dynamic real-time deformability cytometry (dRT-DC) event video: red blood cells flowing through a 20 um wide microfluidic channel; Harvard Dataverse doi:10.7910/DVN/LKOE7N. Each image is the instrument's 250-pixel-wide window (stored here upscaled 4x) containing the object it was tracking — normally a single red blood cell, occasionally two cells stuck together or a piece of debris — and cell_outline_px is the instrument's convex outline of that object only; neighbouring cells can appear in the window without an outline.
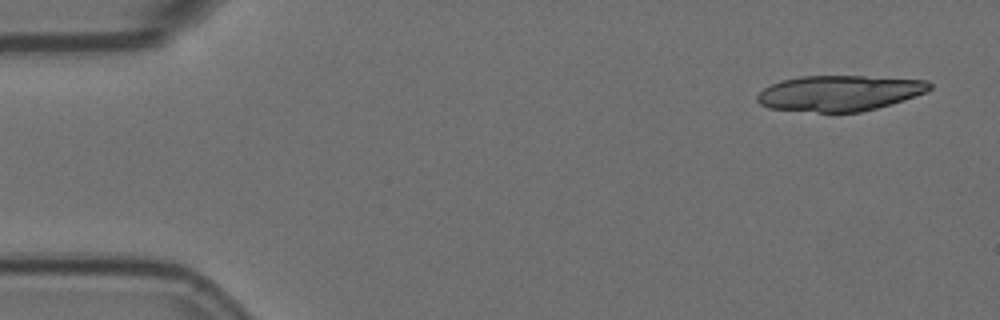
{"species": "Egyptian fruit bat (a non-hibernating species)", "species_latin": "Rousettus aegyptiacus", "temperature_condition": "room temperature", "stored_images_in_passage": 9, "camera_frame_rate_fps": 3000, "um_per_image_px": 0.085, "animal": {"sex": "female"}, "frame": {"image": 1, "passage_image": 1, "time_ms": 0.0, "image_size_px": [1000, 320], "cell_outline_px": [[932, 88], [924, 92], [876, 108], [860, 112], [816, 112], [768, 108], [760, 104], [756, 100], [756, 96], [764, 88], [780, 80], [800, 76], [864, 76], [928, 80], [932, 84]], "centroid_in_image_um": [71.3, 7.91], "position_along_channel_um": 13.7, "area_um2": 35.55}}
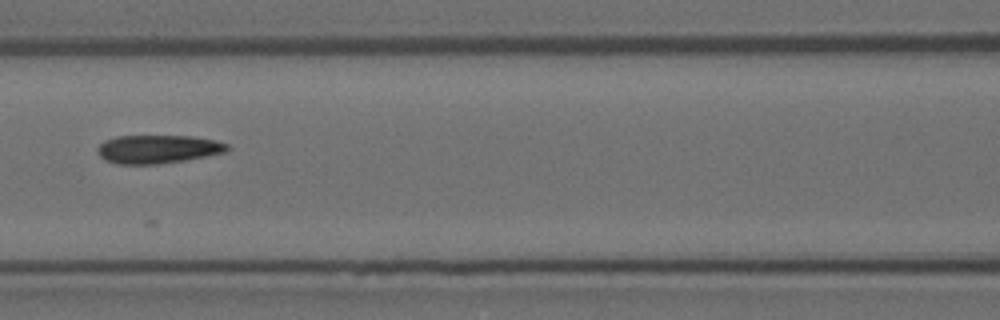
{"frame": {"image": 2, "passage_image": 6, "time_ms": 1.667, "image_size_px": [1000, 320], "cell_outline_px": [[232, 148], [224, 152], [184, 160], [156, 164], [120, 164], [108, 160], [100, 156], [96, 148], [104, 140], [116, 136], [192, 136], [216, 140], [228, 144]], "centroid_in_image_um": [13.43, 12.66], "position_along_channel_um": 153.2, "area_um2": 21.33}}
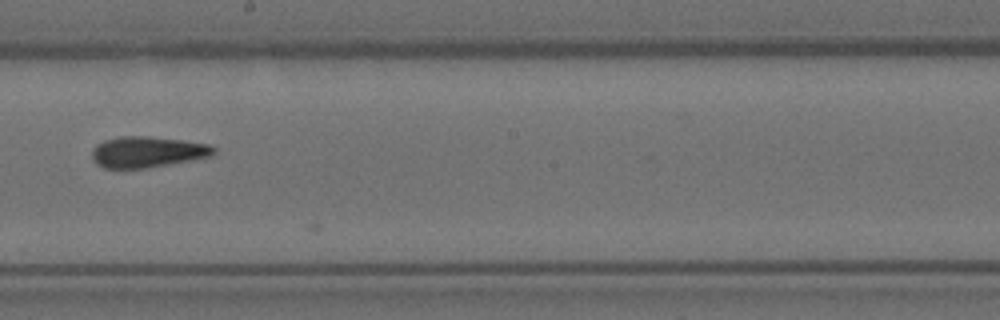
{"frame": {"image": 3, "passage_image": 8, "time_ms": 2.333, "image_size_px": [1000, 320], "cell_outline_px": [[216, 152], [208, 156], [192, 160], [148, 168], [104, 168], [96, 164], [92, 160], [92, 148], [96, 144], [104, 140], [120, 136], [148, 136], [184, 140], [208, 144], [216, 148]], "centroid_in_image_um": [12.49, 12.91], "position_along_channel_um": 235.7, "area_um2": 22.14}}